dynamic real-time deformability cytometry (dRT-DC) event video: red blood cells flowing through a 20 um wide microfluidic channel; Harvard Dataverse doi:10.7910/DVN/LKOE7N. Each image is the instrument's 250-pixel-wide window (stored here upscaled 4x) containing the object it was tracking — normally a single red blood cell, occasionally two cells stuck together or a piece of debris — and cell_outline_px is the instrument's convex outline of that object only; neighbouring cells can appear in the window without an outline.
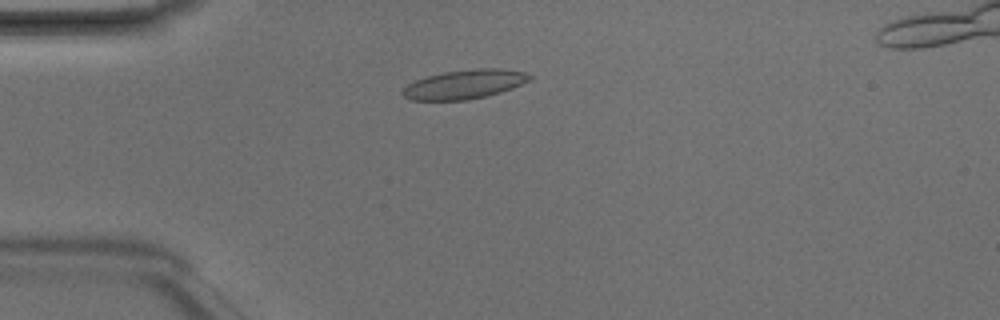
{"species": "Egyptian fruit bat (a non-hibernating species)", "species_latin": "Rousettus aegyptiacus", "temperature_condition": "room temperature", "stored_images_in_passage": 3, "camera_frame_rate_fps": 3000, "um_per_image_px": 0.085, "animal": {"sex": "male"}, "frame": {"image": 1, "passage_image": 3, "time_ms": 0.667, "image_size_px": [1000, 320], "cell_outline_px": [[532, 80], [512, 88], [488, 96], [468, 100], [412, 100], [404, 96], [400, 92], [408, 84], [416, 80], [428, 76], [444, 72], [476, 68], [500, 68], [524, 72], [532, 76]], "centroid_in_image_um": [39.51, 7.16], "position_along_channel_um": 45.5, "area_um2": 21.56}}